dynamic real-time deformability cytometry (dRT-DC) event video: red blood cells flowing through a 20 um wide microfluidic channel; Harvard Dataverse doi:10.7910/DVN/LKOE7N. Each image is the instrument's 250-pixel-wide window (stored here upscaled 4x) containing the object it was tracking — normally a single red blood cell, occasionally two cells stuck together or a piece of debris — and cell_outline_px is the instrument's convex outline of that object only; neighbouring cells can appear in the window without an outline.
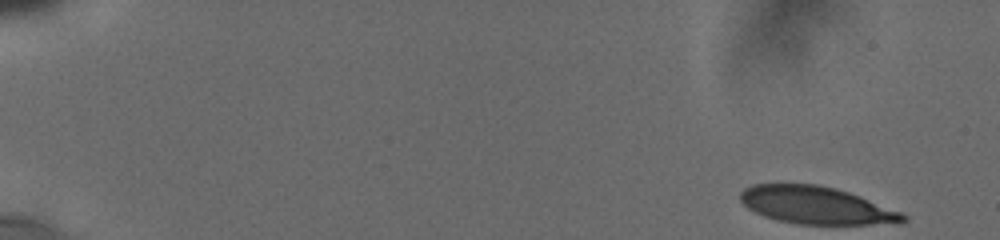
{"species": "human", "species_latin": "Homo sapiens", "temperature_condition": "cold", "stored_images_in_passage": 60, "camera_frame_rate_fps": 3000, "um_per_image_px": 0.085, "donor": {"sex": "male"}, "frame": {"image": 1, "passage_image": 1, "time_ms": 0.0, "image_size_px": [1000, 240], "cell_outline_px": [[908, 220], [904, 224], [800, 224], [780, 220], [764, 216], [748, 208], [740, 200], [740, 192], [744, 188], [752, 184], [816, 184], [836, 188], [848, 192], [904, 212], [908, 216]], "centroid_in_image_um": [69.46, 17.45], "position_along_channel_um": 15.5, "area_um2": 35.72}}
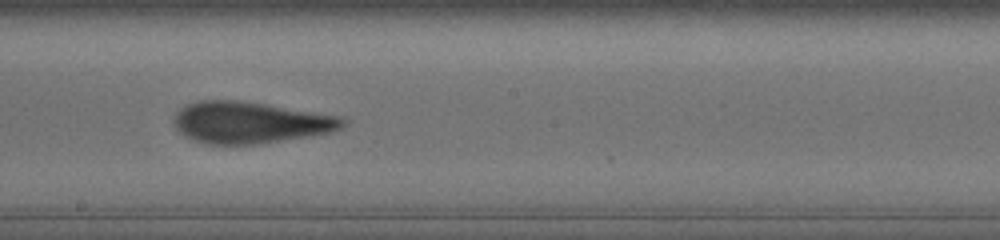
{"frame": {"image": 2, "passage_image": 34, "time_ms": 10.0, "image_size_px": [1000, 240], "cell_outline_px": [[348, 124], [340, 128], [328, 132], [308, 136], [256, 144], [204, 144], [192, 140], [184, 136], [176, 128], [172, 120], [176, 112], [180, 108], [188, 104], [204, 100], [232, 100], [264, 104], [340, 116]], "centroid_in_image_um": [21.2, 10.42], "position_along_channel_um": 227.0, "area_um2": 40.52}}
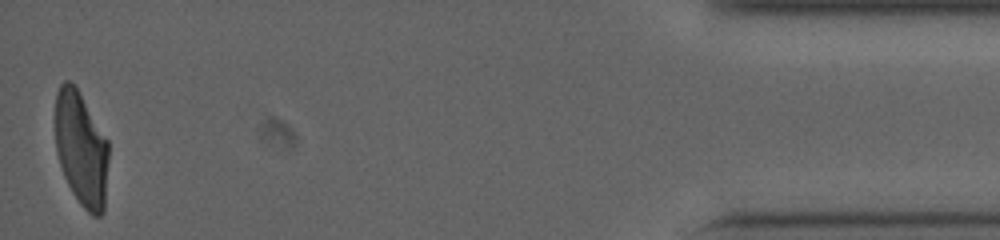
{"frame": {"image": 3, "passage_image": 60, "time_ms": 17.333, "image_size_px": [1000, 240], "cell_outline_px": [[108, 160], [104, 212], [100, 216], [92, 216], [80, 204], [72, 192], [64, 176], [56, 152], [56, 92], [60, 84], [64, 80], [68, 80], [80, 92], [108, 140]], "centroid_in_image_um": [6.91, 12.66], "position_along_channel_um": 428.3, "area_um2": 35.66}, "authors_computed_cell_mechanics": {"area_um2": 39.5063, "velocity_mm_per_s": 3.7723, "shape_relaxation_time_tau1_ms": 5.3182, "shape_relaxation_time_tau2_ms": 1.2487, "deformation_change_tau1": 0.2194, "deformation_change_tau2": 0.1002}}